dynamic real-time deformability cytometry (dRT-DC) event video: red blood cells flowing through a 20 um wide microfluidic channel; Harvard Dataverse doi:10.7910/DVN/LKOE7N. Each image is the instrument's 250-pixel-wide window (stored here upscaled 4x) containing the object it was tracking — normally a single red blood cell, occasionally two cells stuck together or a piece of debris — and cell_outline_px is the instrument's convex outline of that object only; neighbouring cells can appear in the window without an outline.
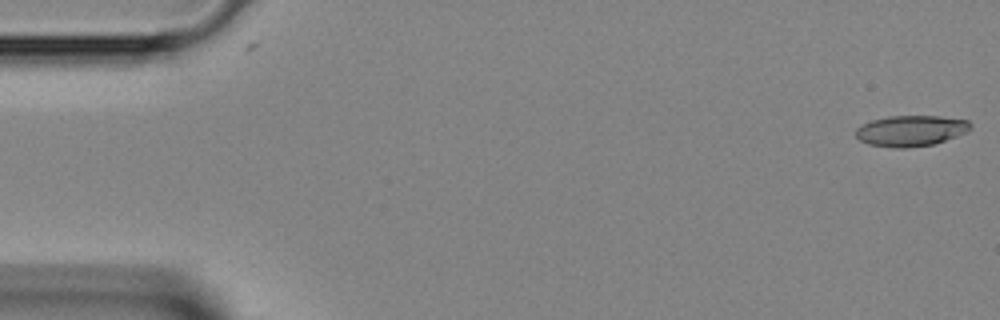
{"species": "Egyptian fruit bat (a non-hibernating species)", "species_latin": "Rousettus aegyptiacus", "temperature_condition": "room temperature", "stored_images_in_passage": 2, "camera_frame_rate_fps": 3000, "um_per_image_px": 0.085, "animal": {"sex": "female"}, "frame": {"image": 1, "passage_image": 2, "time_ms": 0.333, "image_size_px": [1000, 320], "cell_outline_px": [[972, 128], [956, 136], [932, 144], [904, 148], [896, 148], [868, 144], [860, 140], [856, 136], [856, 128], [872, 120], [888, 116], [940, 116], [968, 120], [972, 124]], "centroid_in_image_um": [77.42, 11.1], "position_along_channel_um": 7.6, "area_um2": 20.4}}